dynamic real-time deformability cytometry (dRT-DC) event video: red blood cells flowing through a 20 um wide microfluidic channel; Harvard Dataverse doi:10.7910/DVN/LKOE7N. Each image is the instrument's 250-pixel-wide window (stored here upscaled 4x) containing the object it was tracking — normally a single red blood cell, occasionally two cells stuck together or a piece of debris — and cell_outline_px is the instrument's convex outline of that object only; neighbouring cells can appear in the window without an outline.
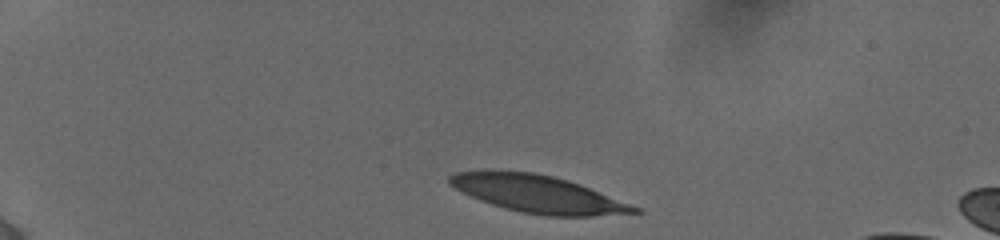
{"species": "human", "species_latin": "Homo sapiens", "temperature_condition": "cold", "stored_images_in_passage": 36, "camera_frame_rate_fps": 3000, "um_per_image_px": 0.085, "donor": {"sex": "female"}, "frame": {"image": 1, "passage_image": 1, "time_ms": 0.0, "image_size_px": [1000, 240], "cell_outline_px": [[644, 212], [592, 216], [544, 216], [504, 208], [480, 200], [448, 184], [448, 176], [456, 172], [484, 168], [492, 168], [536, 172], [568, 180], [580, 184], [644, 208]], "centroid_in_image_um": [45.73, 16.45], "position_along_channel_um": 39.3, "area_um2": 41.04}}
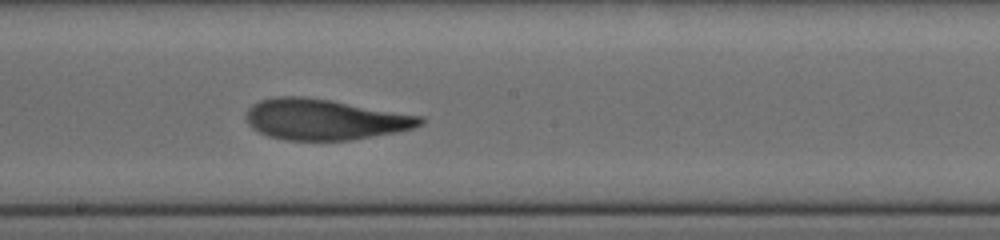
{"frame": {"image": 2, "passage_image": 21, "time_ms": 6.667, "image_size_px": [1000, 240], "cell_outline_px": [[424, 124], [412, 128], [396, 132], [352, 140], [288, 140], [268, 136], [252, 128], [248, 124], [244, 116], [248, 108], [252, 104], [260, 100], [276, 96], [304, 96], [332, 100], [424, 116]], "centroid_in_image_um": [27.59, 10.14], "position_along_channel_um": 220.6, "area_um2": 41.67}}
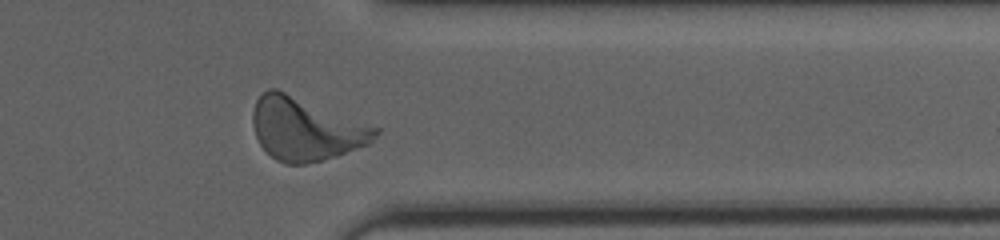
{"frame": {"image": 3, "passage_image": 34, "time_ms": 11.0, "image_size_px": [1000, 240], "cell_outline_px": [[380, 132], [368, 144], [336, 156], [304, 164], [284, 164], [276, 160], [260, 144], [256, 136], [252, 124], [252, 112], [256, 100], [268, 88], [276, 88], [380, 128]], "centroid_in_image_um": [25.97, 10.96], "position_along_channel_um": 385.4, "area_um2": 44.62}, "authors_computed_cell_mechanics": {"area_um2": 41.3559, "velocity_mm_per_s": 3.8489, "shape_relaxation_time_tau1_ms": 4.7139, "shape_relaxation_time_tau2_ms": 1.5165, "deformation_change_tau1": 0.2049, "deformation_change_tau2": 0.0875}}